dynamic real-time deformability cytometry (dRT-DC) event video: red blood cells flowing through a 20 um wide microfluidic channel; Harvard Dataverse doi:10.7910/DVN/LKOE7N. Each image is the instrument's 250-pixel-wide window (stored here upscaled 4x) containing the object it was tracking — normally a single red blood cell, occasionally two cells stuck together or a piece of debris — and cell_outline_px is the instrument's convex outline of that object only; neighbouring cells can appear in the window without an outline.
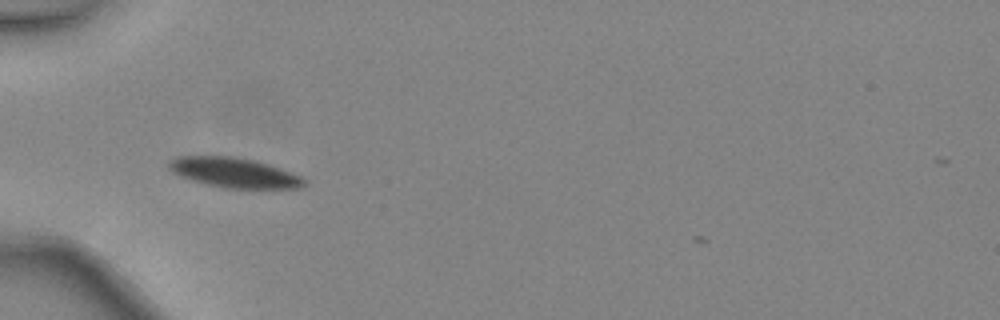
{"species": "common noctule bat (a hibernating species)", "species_latin": "Nyctalus noctula", "temperature_condition": "warm", "stored_images_in_passage": 32, "camera_frame_rate_fps": 3000, "um_per_image_px": 0.085, "animal": {"sex": "female", "body_mass_g": 24.6, "forearm_length_mm": 56.2}, "frame": {"image": 1, "passage_image": 1, "time_ms": 0.0, "image_size_px": [1000, 320], "cell_outline_px": [[308, 184], [300, 188], [224, 188], [192, 180], [180, 176], [172, 172], [168, 168], [168, 160], [176, 156], [232, 156], [256, 160], [280, 168], [300, 176]], "centroid_in_image_um": [19.88, 14.66], "position_along_channel_um": 65.1, "area_um2": 23.58}}
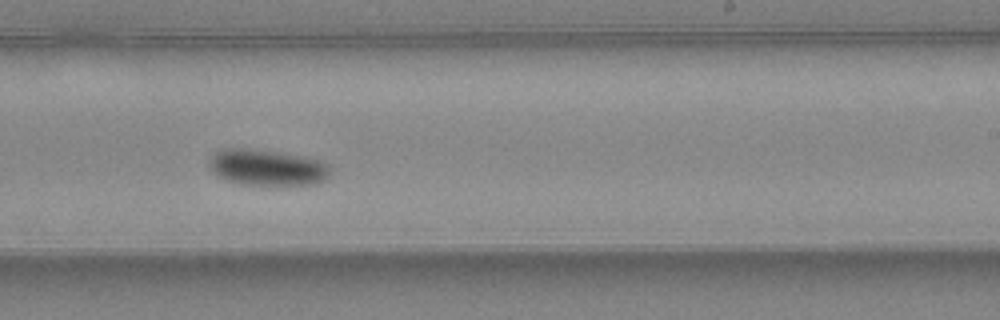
{"frame": {"image": 2, "passage_image": 15, "time_ms": 4.667, "image_size_px": [1000, 320], "cell_outline_px": [[328, 176], [324, 180], [316, 184], [276, 188], [240, 184], [224, 180], [208, 164], [208, 160], [216, 152], [228, 148], [244, 148], [280, 152], [304, 156], [324, 160], [328, 164]], "centroid_in_image_um": [22.76, 14.28], "position_along_channel_um": 266.2, "area_um2": 26.36}}
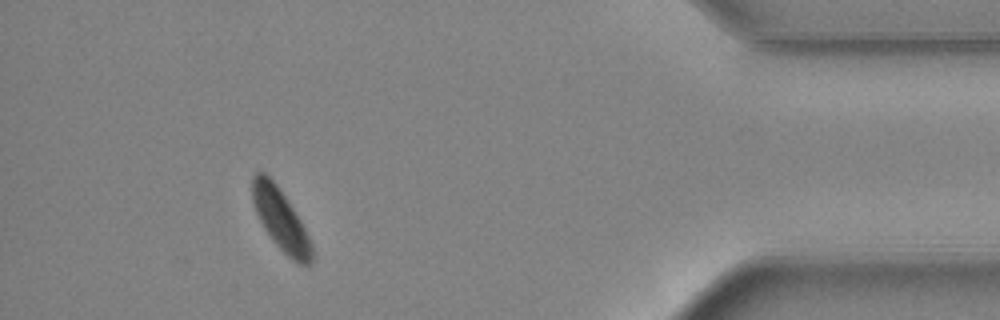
{"frame": {"image": 3, "passage_image": 28, "time_ms": 9.0, "image_size_px": [1000, 320], "cell_outline_px": [[312, 264], [296, 264], [276, 244], [264, 228], [256, 212], [252, 200], [252, 176], [256, 172], [264, 172], [276, 184], [300, 220], [312, 244]], "centroid_in_image_um": [23.85, 18.67], "position_along_channel_um": 411.4, "area_um2": 20.81}, "authors_computed_cell_mechanics": {"area_um2": 24.3916, "velocity_mm_per_s": 4.4278, "shape_relaxation_time_tau1_ms": 2.599, "shape_relaxation_time_tau2_ms": null, "deformation_change_tau1": 0.1127, "deformation_change_tau2": null}}